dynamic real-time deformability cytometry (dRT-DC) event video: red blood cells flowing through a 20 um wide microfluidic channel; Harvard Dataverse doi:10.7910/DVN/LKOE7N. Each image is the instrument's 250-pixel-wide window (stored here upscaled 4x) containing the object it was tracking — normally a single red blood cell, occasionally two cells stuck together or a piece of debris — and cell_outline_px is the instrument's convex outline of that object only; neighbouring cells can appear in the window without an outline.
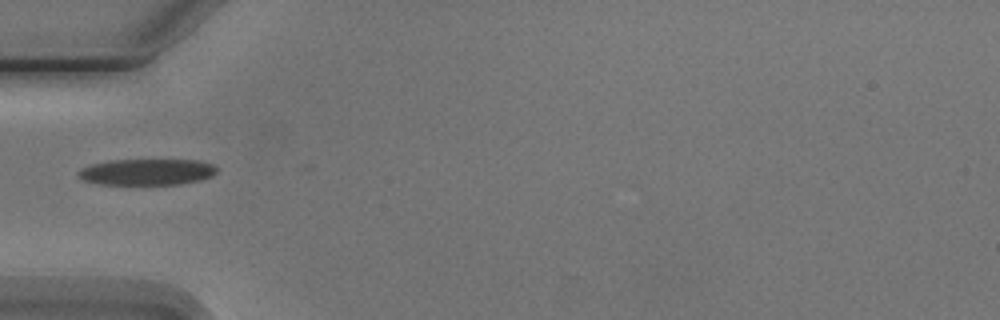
{"species": "Egyptian fruit bat (a non-hibernating species)", "species_latin": "Rousettus aegyptiacus", "temperature_condition": "cold", "stored_images_in_passage": 5, "camera_frame_rate_fps": 3000, "um_per_image_px": 0.085, "animal": {"sex": "male"}, "frame": {"image": 1, "passage_image": 5, "time_ms": 5.667, "image_size_px": [1000, 320], "cell_outline_px": [[216, 172], [212, 176], [200, 180], [180, 184], [96, 184], [84, 180], [76, 172], [80, 168], [92, 164], [108, 160], [196, 160], [212, 164], [216, 168]], "centroid_in_image_um": [12.46, 14.61], "position_along_channel_um": 72.5, "area_um2": 21.1}}